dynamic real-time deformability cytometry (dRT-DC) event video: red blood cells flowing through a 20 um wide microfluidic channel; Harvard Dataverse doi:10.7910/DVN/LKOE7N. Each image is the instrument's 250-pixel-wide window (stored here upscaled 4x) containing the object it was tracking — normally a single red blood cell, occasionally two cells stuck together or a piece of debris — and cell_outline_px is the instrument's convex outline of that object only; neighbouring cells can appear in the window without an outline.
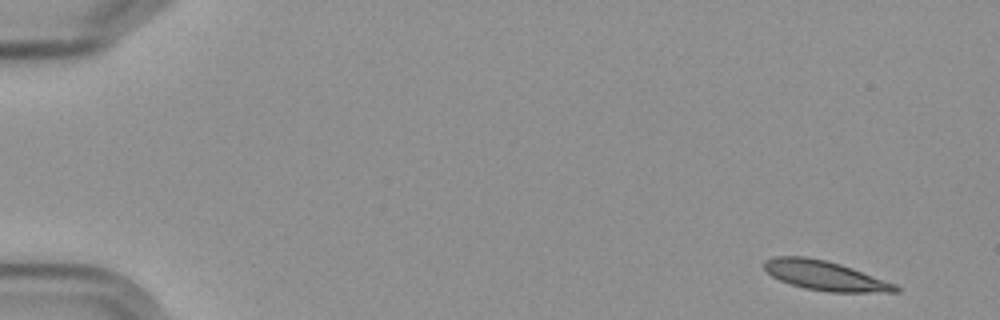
{"species": "Egyptian fruit bat (a non-hibernating species)", "species_latin": "Rousettus aegyptiacus", "temperature_condition": "cold", "stored_images_in_passage": 5, "camera_frame_rate_fps": 3000, "um_per_image_px": 0.085, "frame": {"image": 1, "passage_image": 1, "time_ms": 0.0, "image_size_px": [1000, 320], "cell_outline_px": [[900, 292], [828, 292], [804, 288], [780, 280], [772, 276], [764, 268], [764, 260], [776, 256], [804, 256], [828, 260], [852, 268], [896, 284], [900, 288]], "centroid_in_image_um": [70.13, 23.42], "position_along_channel_um": 14.9, "area_um2": 22.54}}
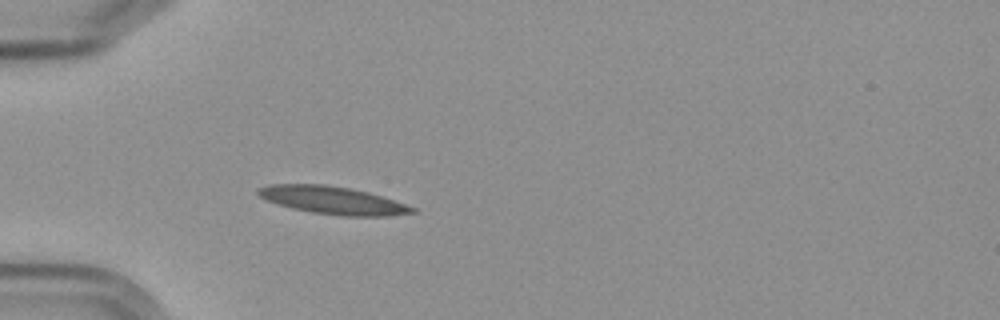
{"frame": {"image": 2, "passage_image": 5, "time_ms": 4.667, "image_size_px": [1000, 320], "cell_outline_px": [[420, 212], [392, 216], [340, 216], [312, 212], [292, 208], [264, 200], [256, 192], [256, 188], [268, 184], [324, 184], [348, 188], [368, 192], [416, 208]], "centroid_in_image_um": [28.26, 17.03], "position_along_channel_um": 56.7, "area_um2": 24.97}}